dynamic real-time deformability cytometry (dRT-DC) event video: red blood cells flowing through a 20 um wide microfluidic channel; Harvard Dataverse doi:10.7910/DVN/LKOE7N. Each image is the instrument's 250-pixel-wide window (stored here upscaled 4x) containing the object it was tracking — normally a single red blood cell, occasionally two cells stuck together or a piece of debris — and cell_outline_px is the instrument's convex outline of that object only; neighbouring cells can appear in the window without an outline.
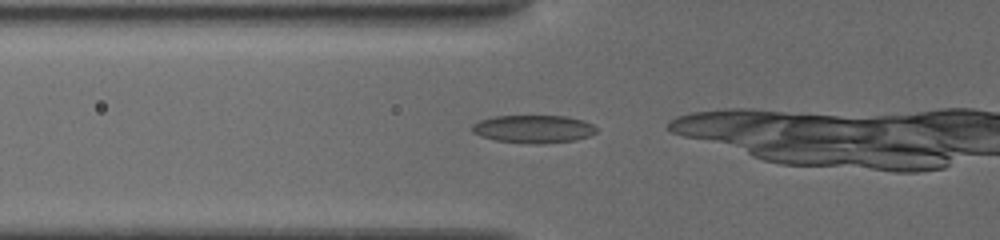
{"species": "common noctule bat (a hibernating species)", "species_latin": "Nyctalus noctula", "temperature_condition": "cold", "stored_images_in_passage": 34, "camera_frame_rate_fps": 3000, "um_per_image_px": 0.085, "animal": {"sex": "female", "body_mass_g": 19.5, "forearm_length_mm": 54.1}, "frame": {"image": 1, "passage_image": 24, "time_ms": 4.0, "image_size_px": [1000, 240], "cell_outline_px": [[596, 132], [588, 136], [572, 140], [496, 140], [480, 136], [472, 132], [472, 124], [480, 120], [496, 116], [564, 116], [580, 120], [592, 124], [596, 128]], "centroid_in_image_um": [45.29, 10.9], "position_along_channel_um": 80.5, "area_um2": 18.73}}
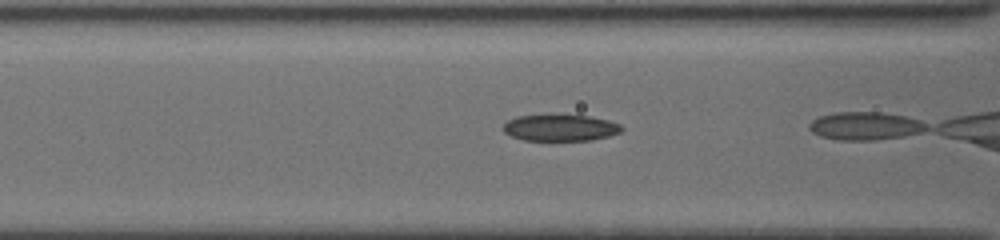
{"frame": {"image": 2, "passage_image": 30, "time_ms": 5.0, "image_size_px": [1000, 240], "cell_outline_px": [[624, 128], [620, 132], [608, 136], [592, 140], [524, 140], [512, 136], [504, 132], [500, 128], [508, 120], [516, 116], [588, 116], [608, 120], [620, 124]], "centroid_in_image_um": [47.61, 10.87], "position_along_channel_um": 119.0, "area_um2": 17.98}}